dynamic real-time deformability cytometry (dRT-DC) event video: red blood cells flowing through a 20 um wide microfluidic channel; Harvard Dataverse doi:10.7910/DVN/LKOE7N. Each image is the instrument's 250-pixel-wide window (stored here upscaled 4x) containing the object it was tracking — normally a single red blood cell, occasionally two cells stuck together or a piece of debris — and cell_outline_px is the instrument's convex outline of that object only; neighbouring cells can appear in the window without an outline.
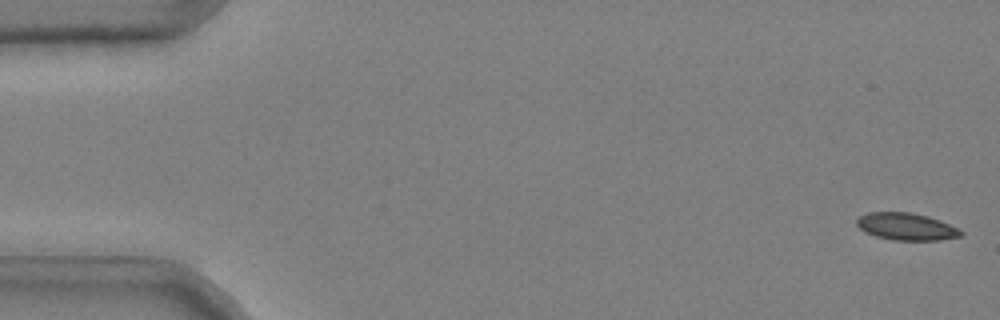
{"species": "common noctule bat (a hibernating species)", "species_latin": "Nyctalus noctula", "temperature_condition": "cold", "stored_images_in_passage": 51, "camera_frame_rate_fps": 3000, "um_per_image_px": 0.085, "animal": {"sex": "male", "body_mass_g": 20.4}, "frame": {"image": 1, "passage_image": 1, "time_ms": 0.0, "image_size_px": [1000, 320], "cell_outline_px": [[964, 236], [940, 240], [892, 240], [876, 236], [860, 228], [856, 224], [856, 220], [860, 216], [868, 212], [912, 212], [928, 216], [940, 220], [964, 232]], "centroid_in_image_um": [77.06, 19.26], "position_along_channel_um": 7.9, "area_um2": 16.47}}
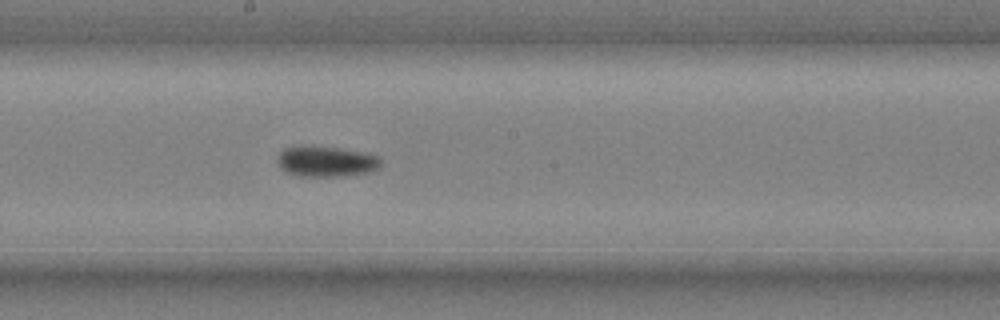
{"frame": {"image": 2, "passage_image": 29, "time_ms": 9.333, "image_size_px": [1000, 320], "cell_outline_px": [[380, 164], [376, 168], [368, 172], [344, 176], [300, 176], [288, 172], [280, 168], [276, 156], [284, 148], [336, 148], [376, 156], [380, 160]], "centroid_in_image_um": [27.67, 13.76], "position_along_channel_um": 220.5, "area_um2": 17.46}}
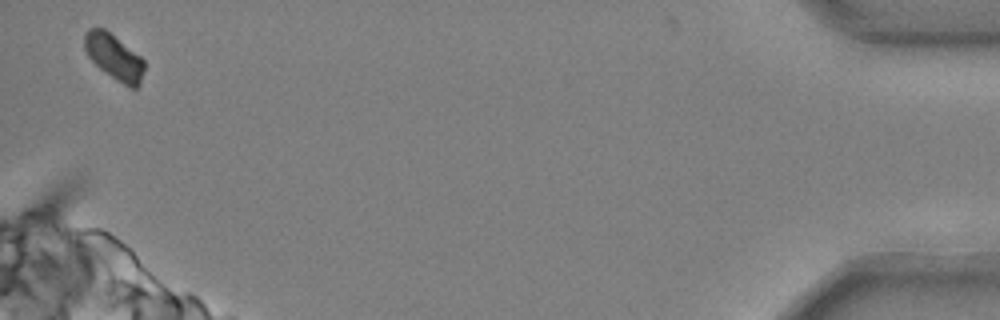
{"frame": {"image": 3, "passage_image": 51, "time_ms": 16.667, "image_size_px": [1000, 320], "cell_outline_px": [[144, 68], [140, 84], [136, 88], [128, 88], [104, 72], [88, 56], [84, 48], [84, 36], [88, 28], [104, 28], [140, 56], [144, 60]], "centroid_in_image_um": [9.7, 4.86], "position_along_channel_um": 425.5, "area_um2": 15.78}, "authors_computed_cell_mechanics": {"area_um2": 17.5134, "velocity_mm_per_s": 3.7069, "shape_relaxation_time_tau1_ms": null, "shape_relaxation_time_tau2_ms": 6.0377, "deformation_change_tau1": null, "deformation_change_tau2": 0.0868}}